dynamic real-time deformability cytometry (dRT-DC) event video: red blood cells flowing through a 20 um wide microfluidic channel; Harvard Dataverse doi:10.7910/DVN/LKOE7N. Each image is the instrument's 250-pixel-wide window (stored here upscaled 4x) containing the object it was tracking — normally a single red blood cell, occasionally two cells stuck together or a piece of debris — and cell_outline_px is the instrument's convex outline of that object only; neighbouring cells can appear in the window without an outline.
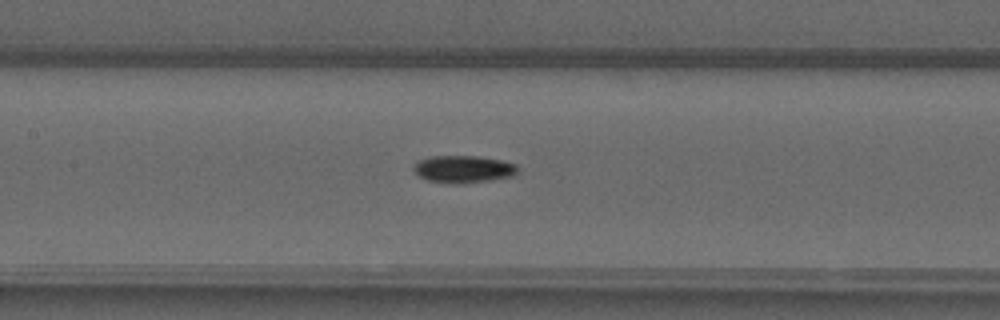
{"species": "common noctule bat (a hibernating species)", "species_latin": "Nyctalus noctula", "temperature_condition": "warm", "stored_images_in_passage": 52, "camera_frame_rate_fps": 3000, "um_per_image_px": 0.085, "animal": {"sex": "male", "forearm_length_mm": 52.5}, "frame": {"image": 1, "passage_image": 25, "time_ms": 8.0, "image_size_px": [1000, 320], "cell_outline_px": [[516, 172], [512, 176], [492, 180], [456, 184], [452, 184], [428, 180], [420, 176], [412, 168], [420, 160], [432, 156], [476, 156], [500, 160], [516, 164]], "centroid_in_image_um": [39.38, 14.38], "position_along_channel_um": 168.0, "area_um2": 16.3}}
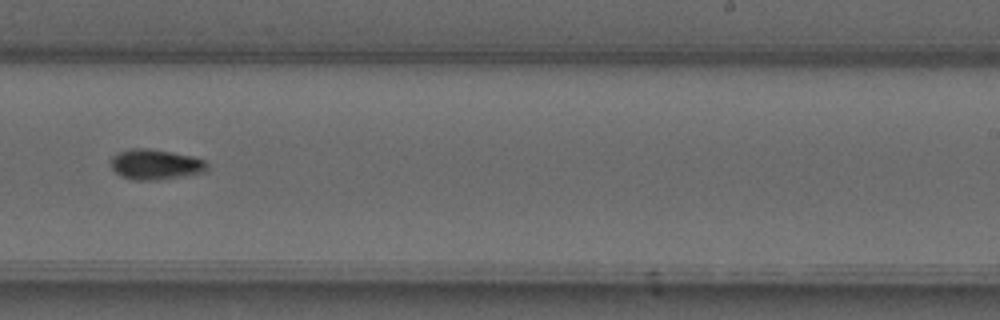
{"frame": {"image": 2, "passage_image": 33, "time_ms": 10.667, "image_size_px": [1000, 320], "cell_outline_px": [[208, 168], [204, 172], [152, 180], [132, 180], [120, 176], [112, 168], [112, 156], [128, 148], [148, 148], [172, 152], [192, 156], [204, 160], [208, 164]], "centroid_in_image_um": [13.19, 13.96], "position_along_channel_um": 275.8, "area_um2": 16.82}}
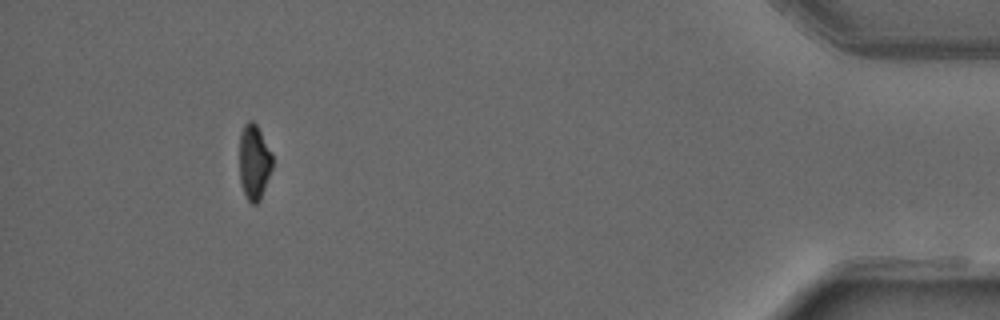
{"frame": {"image": 3, "passage_image": 48, "time_ms": 15.667, "image_size_px": [1000, 320], "cell_outline_px": [[272, 168], [260, 200], [256, 204], [252, 204], [248, 200], [244, 192], [240, 180], [240, 132], [244, 124], [248, 120], [252, 120], [256, 124], [272, 156]], "centroid_in_image_um": [21.58, 13.77], "position_along_channel_um": 413.6, "area_um2": 14.16}, "authors_computed_cell_mechanics": {"area_um2": 15.4037, "velocity_mm_per_s": 4.0597, "shape_relaxation_time_tau1_ms": 10.7113, "shape_relaxation_time_tau2_ms": null, "deformation_change_tau1": 0.2419, "deformation_change_tau2": null}}